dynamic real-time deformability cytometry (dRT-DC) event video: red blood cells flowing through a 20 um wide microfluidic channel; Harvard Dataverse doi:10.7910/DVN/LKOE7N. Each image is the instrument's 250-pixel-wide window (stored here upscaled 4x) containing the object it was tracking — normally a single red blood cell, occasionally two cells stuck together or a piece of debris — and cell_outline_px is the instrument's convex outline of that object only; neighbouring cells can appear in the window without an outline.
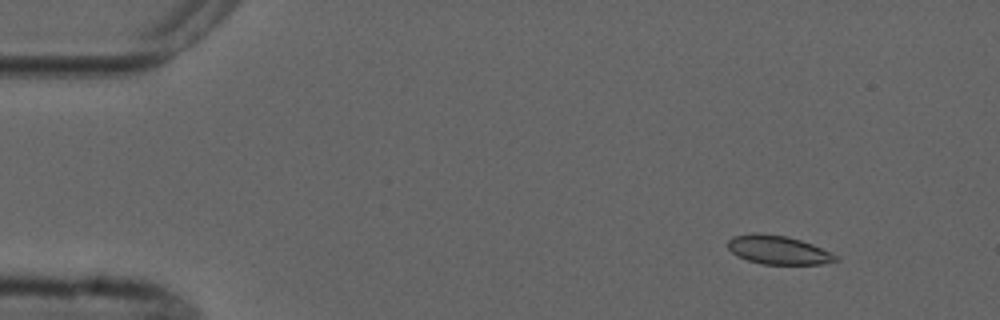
{"species": "common noctule bat (a hibernating species)", "species_latin": "Nyctalus noctula", "temperature_condition": "cold", "stored_images_in_passage": 5, "camera_frame_rate_fps": 3000, "um_per_image_px": 0.085, "animal": {"sex": "male", "forearm_length_mm": 52.5}, "frame": {"image": 1, "passage_image": 1, "time_ms": 0.0, "image_size_px": [1000, 320], "cell_outline_px": [[840, 260], [824, 264], [764, 264], [748, 260], [736, 256], [728, 248], [728, 240], [732, 236], [752, 232], [760, 232], [788, 236], [812, 244], [836, 256]], "centroid_in_image_um": [66.1, 21.23], "position_along_channel_um": 18.9, "area_um2": 18.09}}
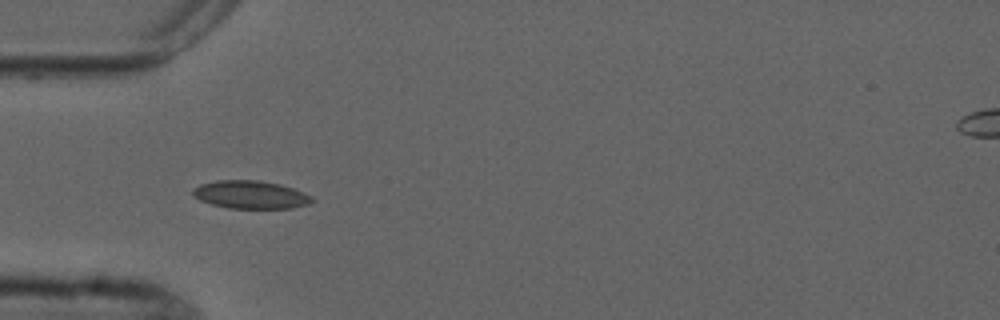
{"frame": {"image": 2, "passage_image": 4, "time_ms": 3.667, "image_size_px": [1000, 320], "cell_outline_px": [[316, 200], [308, 204], [292, 208], [228, 208], [212, 204], [200, 200], [192, 196], [192, 188], [200, 184], [216, 180], [260, 180], [280, 184], [304, 192], [312, 196]], "centroid_in_image_um": [21.29, 16.54], "position_along_channel_um": 63.7, "area_um2": 19.59}}
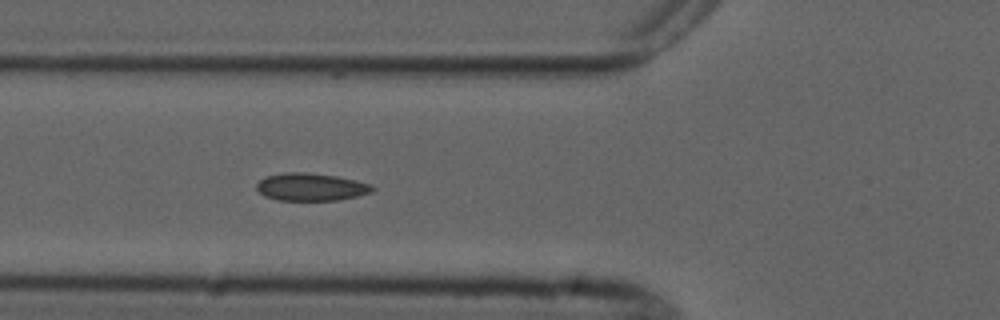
{"frame": {"image": 3, "passage_image": 5, "time_ms": 4.667, "image_size_px": [1000, 320], "cell_outline_px": [[376, 188], [372, 192], [340, 200], [276, 200], [264, 196], [256, 188], [256, 184], [264, 176], [284, 172], [304, 172], [336, 176], [356, 180], [372, 184]], "centroid_in_image_um": [26.43, 15.89], "position_along_channel_um": 99.4, "area_um2": 18.79}}